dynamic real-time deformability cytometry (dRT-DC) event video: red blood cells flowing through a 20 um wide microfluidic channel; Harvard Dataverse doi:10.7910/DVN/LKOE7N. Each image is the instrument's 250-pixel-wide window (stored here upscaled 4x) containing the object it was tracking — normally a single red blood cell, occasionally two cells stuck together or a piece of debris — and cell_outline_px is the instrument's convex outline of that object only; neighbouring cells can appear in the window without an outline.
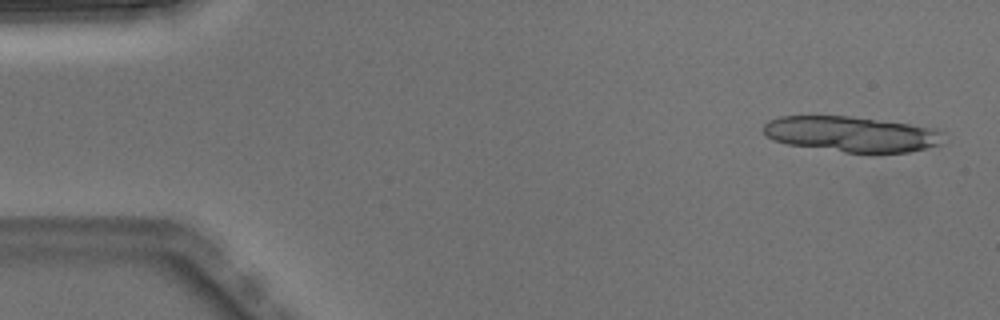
{"species": "Egyptian fruit bat (a non-hibernating species)", "species_latin": "Rousettus aegyptiacus", "temperature_condition": "warm", "stored_images_in_passage": 4, "camera_frame_rate_fps": 3000, "um_per_image_px": 0.085, "animal": {"sex": "male"}, "frame": {"image": 1, "passage_image": 1, "time_ms": 0.0, "image_size_px": [1000, 320], "cell_outline_px": [[944, 132], [940, 144], [908, 152], [844, 152], [788, 144], [772, 140], [764, 132], [764, 124], [768, 120], [780, 116], [852, 116], [936, 128]], "centroid_in_image_um": [72.36, 11.39], "position_along_channel_um": 12.6, "area_um2": 36.99}}
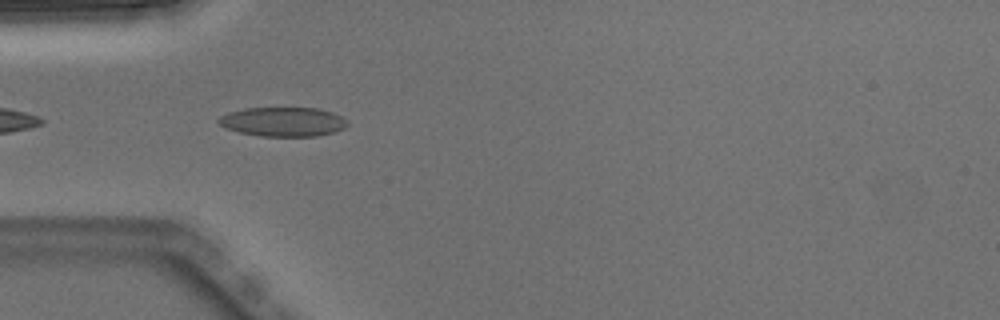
{"frame": {"image": 2, "passage_image": 4, "time_ms": 1.0, "image_size_px": [1000, 320], "cell_outline_px": [[348, 124], [344, 128], [336, 132], [316, 136], [260, 136], [240, 132], [224, 128], [216, 120], [220, 116], [228, 112], [244, 108], [316, 108], [332, 112], [348, 120]], "centroid_in_image_um": [24.05, 10.35], "position_along_channel_um": 60.9, "area_um2": 22.08}}